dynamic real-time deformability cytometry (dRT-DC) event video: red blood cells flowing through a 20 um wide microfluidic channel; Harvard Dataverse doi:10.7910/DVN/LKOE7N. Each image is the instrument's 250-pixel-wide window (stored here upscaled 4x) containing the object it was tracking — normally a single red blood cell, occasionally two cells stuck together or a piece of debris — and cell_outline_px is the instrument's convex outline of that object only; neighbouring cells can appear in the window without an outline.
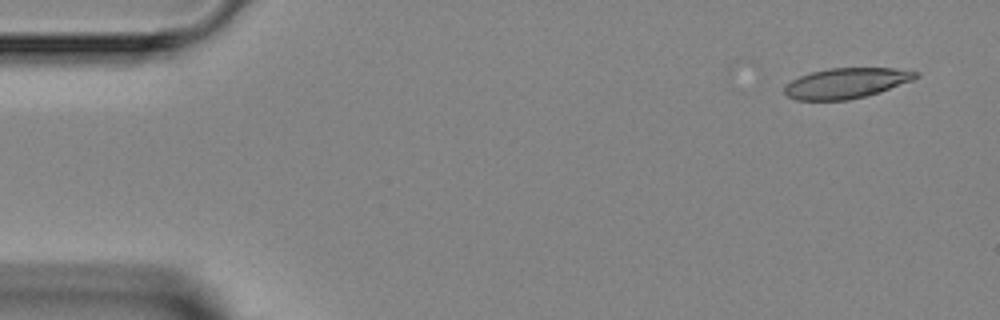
{"species": "Egyptian fruit bat (a non-hibernating species)", "species_latin": "Rousettus aegyptiacus", "temperature_condition": "room temperature", "stored_images_in_passage": 6, "camera_frame_rate_fps": 3000, "um_per_image_px": 0.085, "animal": {"sex": "female"}, "frame": {"image": 1, "passage_image": 1, "time_ms": 0.0, "image_size_px": [1000, 320], "cell_outline_px": [[920, 76], [912, 80], [880, 92], [848, 100], [796, 100], [788, 96], [784, 92], [784, 84], [800, 76], [812, 72], [828, 68], [892, 68], [920, 72]], "centroid_in_image_um": [71.92, 7.06], "position_along_channel_um": 13.1, "area_um2": 23.18}}
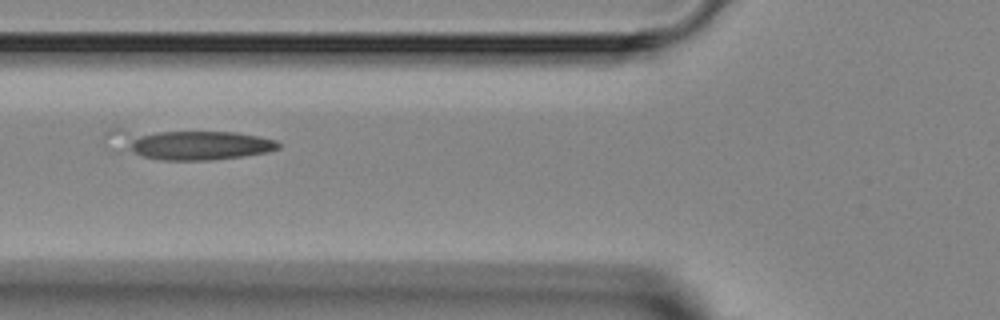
{"frame": {"image": 2, "passage_image": 4, "time_ms": 5.0, "image_size_px": [1000, 320], "cell_outline_px": [[280, 148], [268, 152], [212, 160], [160, 160], [144, 156], [136, 152], [132, 148], [132, 136], [156, 132], [236, 132], [276, 140], [280, 144]], "centroid_in_image_um": [17.04, 12.36], "position_along_channel_um": 108.8, "area_um2": 24.8}}
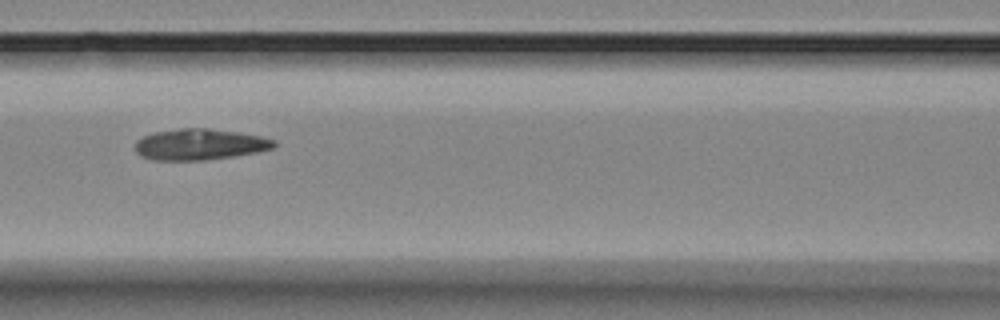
{"frame": {"image": 3, "passage_image": 5, "time_ms": 6.0, "image_size_px": [1000, 320], "cell_outline_px": [[276, 144], [272, 148], [256, 152], [232, 156], [204, 160], [152, 160], [140, 156], [136, 152], [136, 140], [152, 132], [180, 128], [208, 128], [240, 132], [260, 136], [276, 140]], "centroid_in_image_um": [16.95, 12.26], "position_along_channel_um": 149.6, "area_um2": 25.2}}